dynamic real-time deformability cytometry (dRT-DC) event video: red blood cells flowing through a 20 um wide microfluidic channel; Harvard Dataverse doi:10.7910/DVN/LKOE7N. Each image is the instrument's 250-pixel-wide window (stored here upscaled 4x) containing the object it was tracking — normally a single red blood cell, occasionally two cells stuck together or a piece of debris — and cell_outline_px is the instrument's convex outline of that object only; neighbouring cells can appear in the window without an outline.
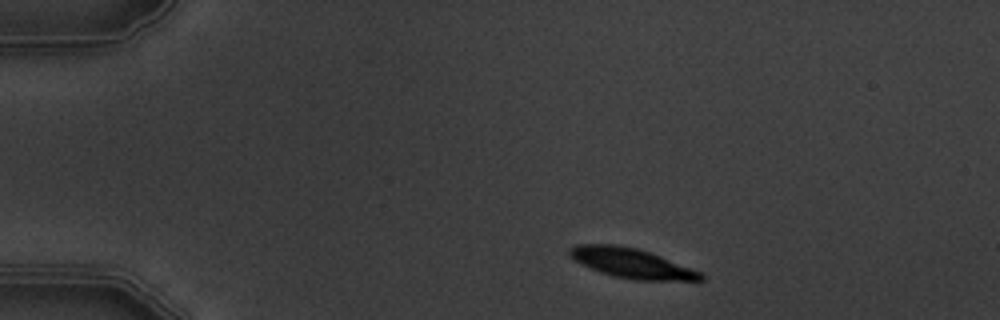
{"species": "common noctule bat (a hibernating species)", "species_latin": "Nyctalus noctula", "temperature_condition": "warm", "stored_images_in_passage": 4, "segment_of_instrument_passage": [1, 2], "camera_frame_rate_fps": 3000, "um_per_image_px": 0.085, "animal": {"sex": "male", "body_mass_g": 19.5, "forearm_length_mm": 54.6}, "frame": {"image": 1, "passage_image": 1, "time_ms": 0.0, "image_size_px": [1000, 320], "cell_outline_px": [[704, 280], [636, 280], [612, 276], [600, 272], [580, 264], [568, 256], [568, 248], [576, 244], [616, 244], [636, 248], [660, 256], [700, 272], [704, 276]], "centroid_in_image_um": [53.59, 22.36], "position_along_channel_um": 31.4, "area_um2": 22.6}}